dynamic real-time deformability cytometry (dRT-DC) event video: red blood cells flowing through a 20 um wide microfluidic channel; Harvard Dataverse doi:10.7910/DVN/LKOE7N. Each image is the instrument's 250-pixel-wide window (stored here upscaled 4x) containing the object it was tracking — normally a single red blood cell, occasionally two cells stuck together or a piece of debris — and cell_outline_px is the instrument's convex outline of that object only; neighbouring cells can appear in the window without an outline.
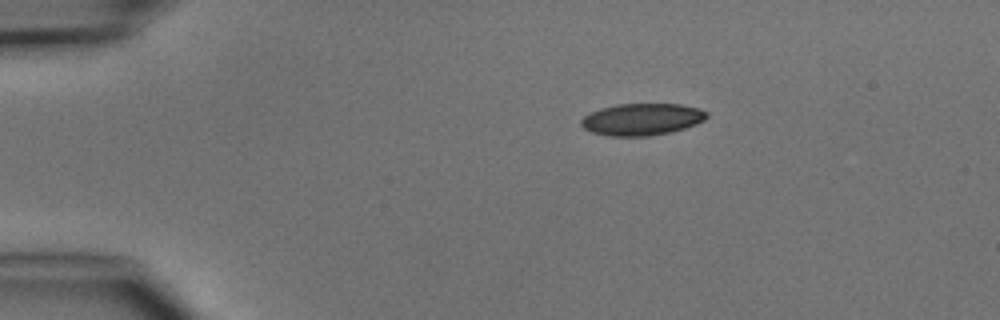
{"species": "common noctule bat (a hibernating species)", "species_latin": "Nyctalus noctula", "temperature_condition": "cold", "stored_images_in_passage": 5, "camera_frame_rate_fps": 3000, "um_per_image_px": 0.085, "animal": {"sex": "male", "body_mass_g": 15.6}, "frame": {"image": 1, "passage_image": 5, "time_ms": 5.667, "image_size_px": [1000, 320], "cell_outline_px": [[708, 116], [704, 120], [696, 124], [672, 132], [648, 136], [608, 136], [592, 132], [584, 128], [580, 124], [580, 120], [584, 116], [600, 108], [616, 104], [680, 104], [700, 108], [708, 112]], "centroid_in_image_um": [54.57, 10.14], "position_along_channel_um": 30.4, "area_um2": 23.47}}